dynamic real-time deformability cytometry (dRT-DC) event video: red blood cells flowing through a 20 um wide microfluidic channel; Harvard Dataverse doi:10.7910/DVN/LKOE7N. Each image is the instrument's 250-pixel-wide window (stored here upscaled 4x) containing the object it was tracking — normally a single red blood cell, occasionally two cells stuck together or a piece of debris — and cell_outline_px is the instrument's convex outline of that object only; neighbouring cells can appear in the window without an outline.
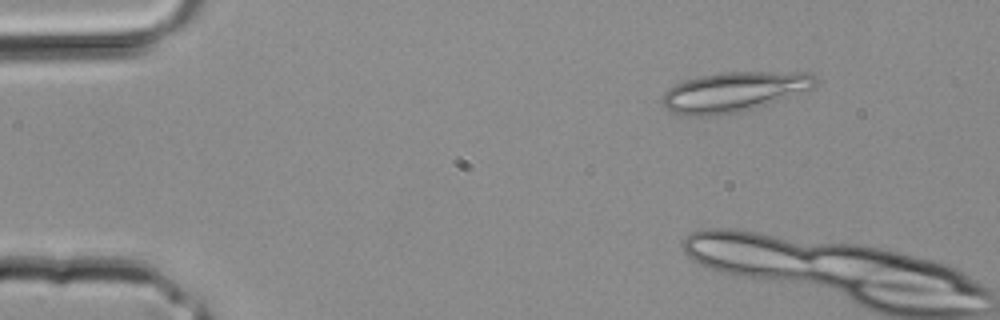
{"species": "common noctule bat (a hibernating species)", "species_latin": "Nyctalus noctula", "temperature_condition": "room temperature", "stored_images_in_passage": 2, "camera_frame_rate_fps": 3000, "um_per_image_px": 0.085, "animal": {"sex": "male", "body_mass_g": 20.4}, "frame": {"image": 1, "passage_image": 1, "time_ms": 0.0, "image_size_px": [1000, 320], "cell_outline_px": [[816, 84], [812, 88], [752, 108], [736, 112], [712, 116], [688, 116], [672, 112], [660, 100], [664, 92], [668, 88], [684, 80], [700, 76], [720, 72], [808, 72], [816, 76]], "centroid_in_image_um": [62.33, 7.79], "position_along_channel_um": 22.7, "area_um2": 35.08}}